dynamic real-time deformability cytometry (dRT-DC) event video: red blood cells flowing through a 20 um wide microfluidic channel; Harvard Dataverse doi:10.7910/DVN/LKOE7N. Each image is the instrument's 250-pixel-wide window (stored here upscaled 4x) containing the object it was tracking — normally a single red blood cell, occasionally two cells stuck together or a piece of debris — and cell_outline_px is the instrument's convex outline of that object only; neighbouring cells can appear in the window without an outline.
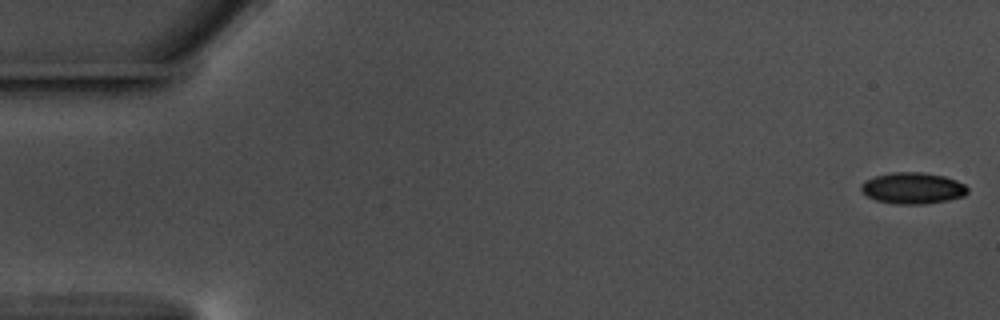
{"species": "common noctule bat (a hibernating species)", "species_latin": "Nyctalus noctula", "temperature_condition": "warm", "stored_images_in_passage": 58, "camera_frame_rate_fps": 3000, "um_per_image_px": 0.085, "animal": {"sex": "male", "body_mass_g": 17.5, "forearm_length_mm": 52.3}, "frame": {"image": 1, "passage_image": 1, "time_ms": 0.0, "image_size_px": [1000, 320], "cell_outline_px": [[968, 192], [964, 196], [948, 200], [924, 204], [896, 204], [876, 200], [868, 196], [860, 188], [860, 184], [864, 180], [876, 176], [892, 172], [924, 172], [944, 176], [956, 180], [964, 184], [968, 188]], "centroid_in_image_um": [77.59, 15.99], "position_along_channel_um": 7.4, "area_um2": 19.48}}
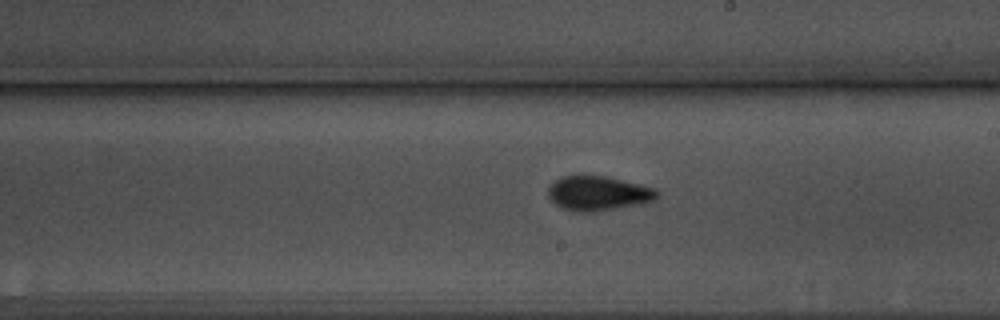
{"frame": {"image": 2, "passage_image": 33, "time_ms": 10.667, "image_size_px": [1000, 320], "cell_outline_px": [[660, 192], [656, 200], [640, 204], [592, 212], [576, 212], [560, 208], [548, 196], [548, 188], [560, 176], [608, 176], [652, 188]], "centroid_in_image_um": [50.83, 16.44], "position_along_channel_um": 238.2, "area_um2": 21.79}}
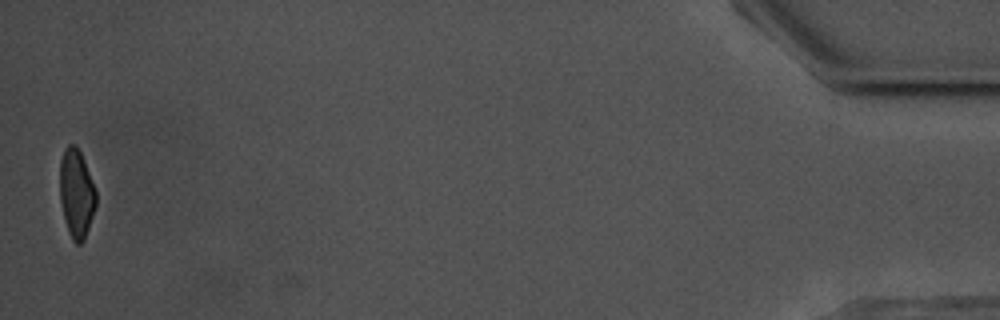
{"frame": {"image": 3, "passage_image": 57, "time_ms": 18.667, "image_size_px": [1000, 320], "cell_outline_px": [[96, 204], [84, 240], [80, 244], [76, 244], [72, 240], [68, 232], [64, 220], [60, 200], [60, 160], [64, 148], [68, 144], [76, 144], [84, 160], [96, 192]], "centroid_in_image_um": [6.48, 16.44], "position_along_channel_um": 428.7, "area_um2": 18.67}, "authors_computed_cell_mechanics": {"area_um2": 20.0566, "velocity_mm_per_s": 3.5719, "shape_relaxation_time_tau1_ms": 3.0908, "shape_relaxation_time_tau2_ms": 1.5789, "deformation_change_tau1": 0.1113, "deformation_change_tau2": 0.0601}}